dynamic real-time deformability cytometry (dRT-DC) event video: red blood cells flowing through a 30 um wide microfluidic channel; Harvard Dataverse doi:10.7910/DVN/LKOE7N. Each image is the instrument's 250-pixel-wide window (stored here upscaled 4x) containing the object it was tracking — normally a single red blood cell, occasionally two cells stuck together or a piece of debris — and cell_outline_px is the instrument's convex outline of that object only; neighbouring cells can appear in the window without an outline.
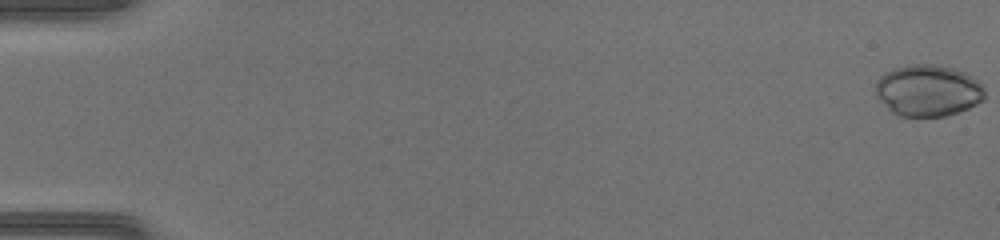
{"species": "common noctule bat (a hibernating species)", "species_latin": "Nyctalus noctula", "temperature_condition": "warm", "stored_images_in_passage": 13, "camera_frame_rate_fps": 3000, "um_per_image_px": 0.085, "animal": {"sex": "female", "body_mass_g": 17.0, "forearm_length_mm": 48.0}, "frame": {"image": 1, "passage_image": 1, "time_ms": 0.0, "image_size_px": [1000, 240], "cell_outline_px": [[984, 100], [968, 108], [944, 116], [900, 116], [892, 112], [876, 96], [876, 80], [880, 76], [892, 68], [912, 64], [936, 64], [952, 68], [964, 72], [972, 76], [984, 84]], "centroid_in_image_um": [78.89, 7.68], "position_along_channel_um": 6.1, "area_um2": 32.89}}